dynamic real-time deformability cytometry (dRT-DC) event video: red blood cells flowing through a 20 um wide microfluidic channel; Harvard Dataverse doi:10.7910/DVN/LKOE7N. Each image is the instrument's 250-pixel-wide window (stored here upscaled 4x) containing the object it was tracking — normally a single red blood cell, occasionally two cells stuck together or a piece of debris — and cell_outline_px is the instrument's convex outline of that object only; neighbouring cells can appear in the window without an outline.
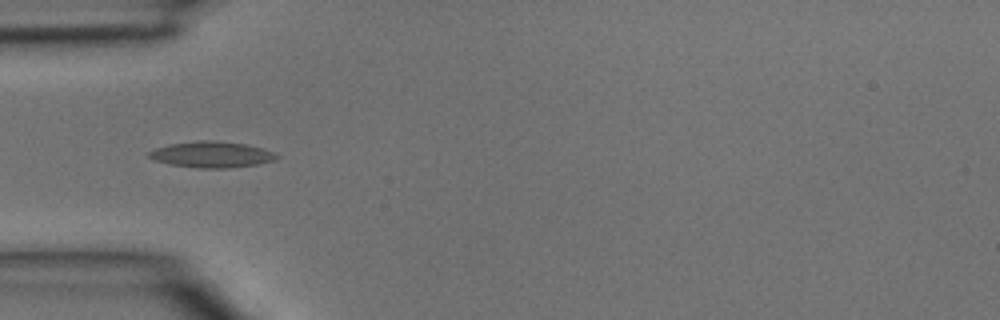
{"species": "common noctule bat (a hibernating species)", "species_latin": "Nyctalus noctula", "temperature_condition": "room temperature", "stored_images_in_passage": 2, "camera_frame_rate_fps": 3000, "um_per_image_px": 0.085, "animal": {"sex": "male", "body_mass_g": 15.6}, "frame": {"image": 1, "passage_image": 1, "time_ms": 0.0, "image_size_px": [1000, 320], "cell_outline_px": [[280, 156], [276, 160], [256, 164], [228, 168], [200, 168], [172, 164], [156, 160], [148, 156], [148, 152], [156, 148], [172, 144], [196, 140], [212, 140], [244, 144], [264, 148]], "centroid_in_image_um": [18.03, 13.13], "position_along_channel_um": 67.0, "area_um2": 19.13}}
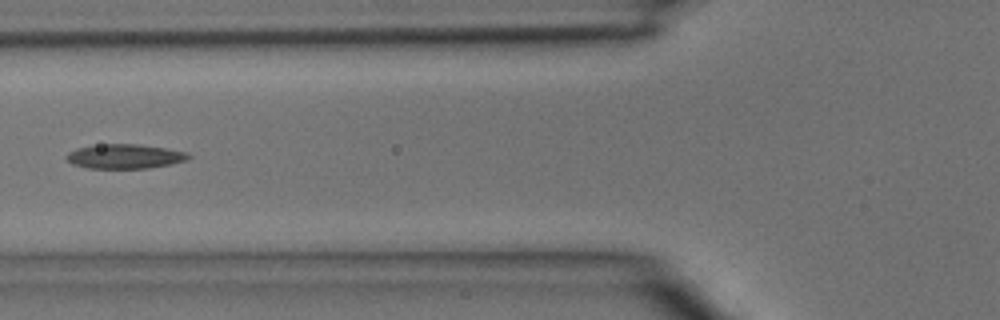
{"frame": {"image": 2, "passage_image": 2, "time_ms": 0.333, "image_size_px": [1000, 320], "cell_outline_px": [[192, 156], [188, 160], [148, 168], [88, 168], [72, 164], [64, 156], [68, 152], [76, 148], [100, 144], [136, 144], [164, 148], [188, 152]], "centroid_in_image_um": [10.59, 13.29], "position_along_channel_um": 115.2, "area_um2": 17.34}}